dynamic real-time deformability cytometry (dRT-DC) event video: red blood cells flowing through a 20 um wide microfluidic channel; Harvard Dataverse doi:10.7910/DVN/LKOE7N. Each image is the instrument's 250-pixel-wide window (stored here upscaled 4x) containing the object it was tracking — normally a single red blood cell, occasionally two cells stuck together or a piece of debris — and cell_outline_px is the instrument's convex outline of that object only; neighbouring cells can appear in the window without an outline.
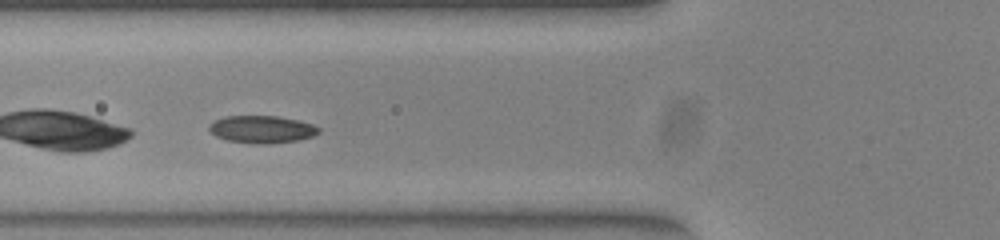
{"species": "common noctule bat (a hibernating species)", "species_latin": "Nyctalus noctula", "temperature_condition": "warm", "stored_images_in_passage": 37, "camera_frame_rate_fps": 3000, "um_per_image_px": 0.085, "animal": {"sex": "female", "body_mass_g": 23.0, "forearm_length_mm": 53.4}, "frame": {"image": 1, "passage_image": 6, "time_ms": 1.667, "image_size_px": [1000, 240], "cell_outline_px": [[320, 132], [312, 136], [300, 140], [264, 144], [228, 140], [216, 136], [208, 128], [208, 124], [224, 116], [276, 116], [296, 120], [312, 124], [320, 128]], "centroid_in_image_um": [22.26, 10.98], "position_along_channel_um": 103.5, "area_um2": 17.28}}
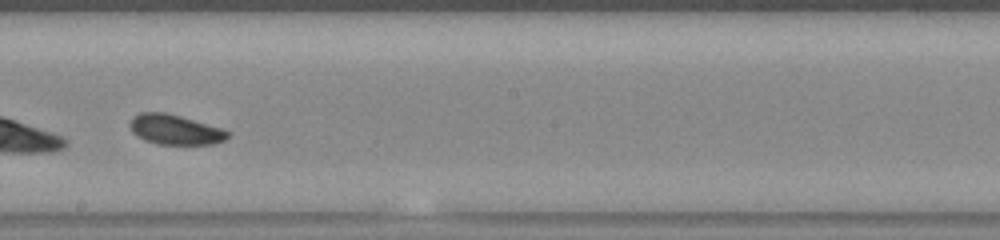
{"frame": {"image": 2, "passage_image": 16, "time_ms": 5.0, "image_size_px": [1000, 240], "cell_outline_px": [[228, 136], [224, 140], [212, 144], [156, 144], [144, 140], [136, 136], [132, 132], [128, 124], [132, 116], [140, 112], [164, 112], [180, 116], [220, 128], [228, 132]], "centroid_in_image_um": [14.79, 11.01], "position_along_channel_um": 233.4, "area_um2": 16.99}}
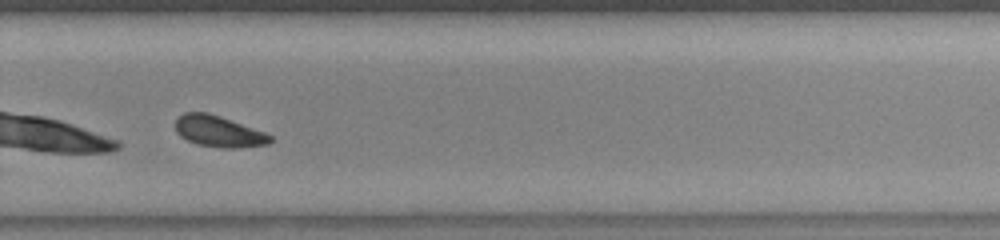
{"frame": {"image": 3, "passage_image": 22, "time_ms": 7.0, "image_size_px": [1000, 240], "cell_outline_px": [[272, 140], [268, 144], [236, 148], [224, 148], [196, 144], [180, 136], [176, 132], [176, 120], [184, 112], [208, 112], [220, 116], [264, 132], [272, 136]], "centroid_in_image_um": [18.57, 11.17], "position_along_channel_um": 311.2, "area_um2": 17.11}, "authors_computed_cell_mechanics": {"area_um2": 17.34, "velocity_mm_per_s": 3.8982, "shape_relaxation_time_tau1_ms": 1.5312, "shape_relaxation_time_tau2_ms": 3.9446, "deformation_change_tau1": 0.078, "deformation_change_tau2": 0.0885}}